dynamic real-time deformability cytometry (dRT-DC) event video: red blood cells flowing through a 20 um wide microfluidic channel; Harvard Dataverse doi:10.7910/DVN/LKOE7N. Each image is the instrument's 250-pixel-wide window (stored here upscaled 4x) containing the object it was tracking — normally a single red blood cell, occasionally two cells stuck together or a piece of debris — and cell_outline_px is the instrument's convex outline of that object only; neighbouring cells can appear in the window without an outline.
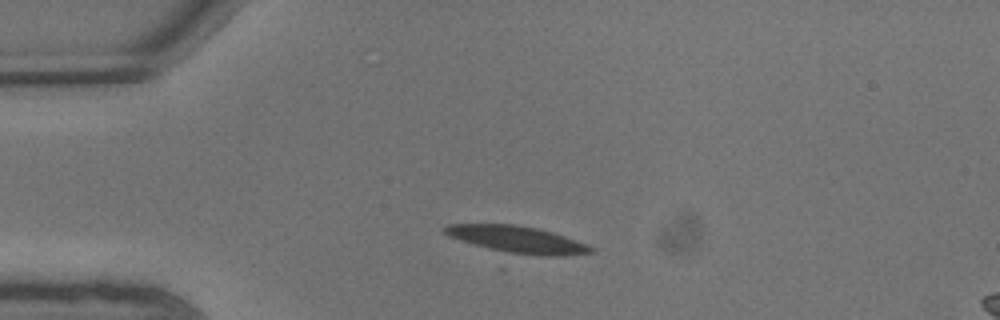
{"species": "common noctule bat (a hibernating species)", "species_latin": "Nyctalus noctula", "temperature_condition": "warm", "stored_images_in_passage": 4, "camera_frame_rate_fps": 3000, "um_per_image_px": 0.085, "animal": {"sex": "male", "body_mass_g": 13.3}, "frame": {"image": 1, "passage_image": 3, "time_ms": 0.667, "image_size_px": [1000, 320], "cell_outline_px": [[596, 252], [564, 256], [508, 256], [448, 236], [440, 228], [448, 224], [512, 224], [536, 228], [552, 232], [588, 244], [596, 248]], "centroid_in_image_um": [43.97, 20.4], "position_along_channel_um": 41.0, "area_um2": 23.81}}